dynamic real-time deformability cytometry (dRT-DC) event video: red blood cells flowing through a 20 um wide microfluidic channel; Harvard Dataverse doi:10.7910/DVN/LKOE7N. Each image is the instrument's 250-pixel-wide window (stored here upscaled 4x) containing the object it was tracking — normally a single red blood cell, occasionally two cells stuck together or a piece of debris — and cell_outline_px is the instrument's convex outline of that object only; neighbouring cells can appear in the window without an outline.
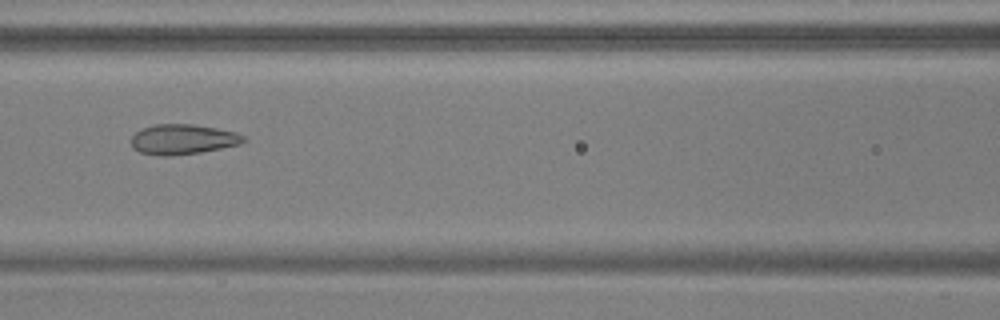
{"species": "common noctule bat (a hibernating species)", "species_latin": "Nyctalus noctula", "temperature_condition": "warm", "stored_images_in_passage": 41, "camera_frame_rate_fps": 3000, "um_per_image_px": 0.085, "animal": {"sex": "male", "body_mass_g": 17.9, "forearm_length_mm": 54.2}, "frame": {"image": 1, "passage_image": 12, "time_ms": 3.667, "image_size_px": [1000, 320], "cell_outline_px": [[248, 140], [240, 144], [200, 152], [172, 156], [160, 156], [140, 152], [132, 148], [132, 136], [140, 128], [156, 124], [192, 124], [216, 128], [236, 132], [244, 136]], "centroid_in_image_um": [15.53, 11.84], "position_along_channel_um": 151.1, "area_um2": 19.77}}
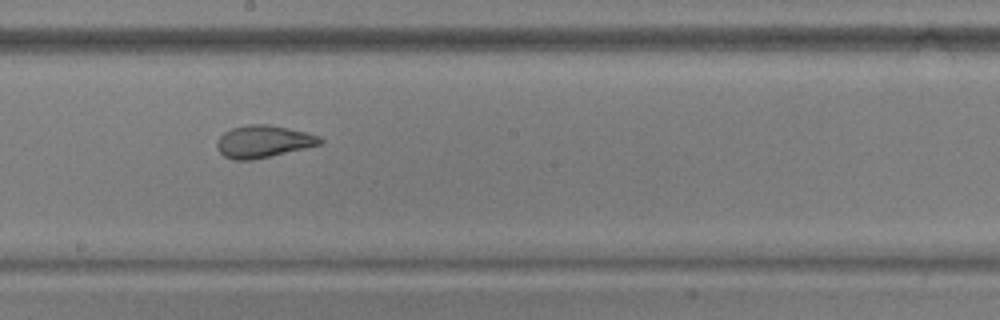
{"frame": {"image": 2, "passage_image": 18, "time_ms": 5.667, "image_size_px": [1000, 320], "cell_outline_px": [[324, 140], [320, 144], [304, 148], [252, 160], [232, 160], [224, 156], [216, 148], [216, 144], [220, 136], [224, 132], [232, 128], [248, 124], [268, 124], [308, 132], [320, 136]], "centroid_in_image_um": [22.37, 12.02], "position_along_channel_um": 225.8, "area_um2": 19.36}}
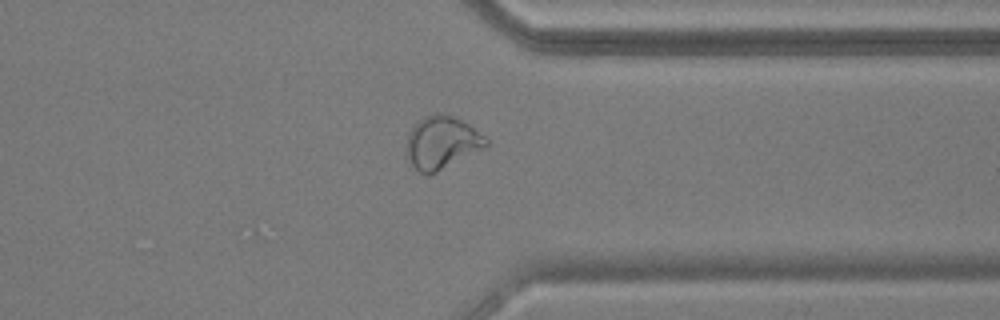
{"frame": {"image": 3, "passage_image": 30, "time_ms": 9.667, "image_size_px": [1000, 320], "cell_outline_px": [[488, 144], [484, 148], [428, 176], [420, 172], [412, 164], [408, 156], [408, 136], [412, 128], [424, 116], [436, 112], [456, 116], [468, 124], [484, 136], [488, 140]], "centroid_in_image_um": [37.58, 12.1], "position_along_channel_um": 373.8, "area_um2": 23.99}, "authors_computed_cell_mechanics": {"area_um2": 21.097, "velocity_mm_per_s": 3.7341, "shape_relaxation_time_tau1_ms": 7.7122, "shape_relaxation_time_tau2_ms": 1.1204, "deformation_change_tau1": 0.2097, "deformation_change_tau2": 0.0522}}